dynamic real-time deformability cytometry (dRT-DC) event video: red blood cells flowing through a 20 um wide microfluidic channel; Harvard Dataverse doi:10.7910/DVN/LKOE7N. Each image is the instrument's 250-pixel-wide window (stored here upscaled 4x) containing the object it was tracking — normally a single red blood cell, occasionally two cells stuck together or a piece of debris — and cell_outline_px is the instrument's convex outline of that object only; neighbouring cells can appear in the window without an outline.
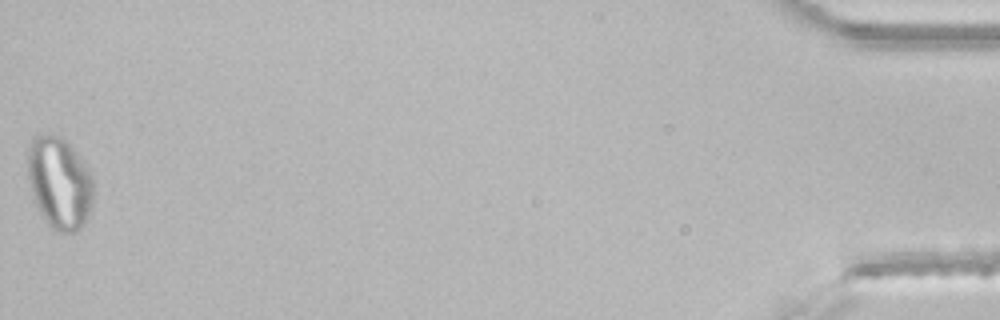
{"species": "common noctule bat (a hibernating species)", "species_latin": "Nyctalus noctula", "temperature_condition": "room temperature", "stored_images_in_passage": 47, "segment_of_instrument_passage": [2, 2], "camera_frame_rate_fps": 3000, "um_per_image_px": 0.085, "animal": {"sex": "male", "body_mass_g": 21.5, "forearm_length_mm": 52.0}, "frame": {"image": 1, "passage_image": 47, "time_ms": 15.333, "image_size_px": [1000, 320], "cell_outline_px": [[92, 204], [88, 216], [84, 224], [76, 232], [60, 232], [52, 228], [48, 224], [32, 200], [28, 176], [28, 148], [32, 140], [36, 136], [48, 132], [52, 132], [60, 136], [76, 152], [88, 168], [92, 176]], "centroid_in_image_um": [5.04, 15.54], "position_along_channel_um": 430.2, "area_um2": 35.37}}